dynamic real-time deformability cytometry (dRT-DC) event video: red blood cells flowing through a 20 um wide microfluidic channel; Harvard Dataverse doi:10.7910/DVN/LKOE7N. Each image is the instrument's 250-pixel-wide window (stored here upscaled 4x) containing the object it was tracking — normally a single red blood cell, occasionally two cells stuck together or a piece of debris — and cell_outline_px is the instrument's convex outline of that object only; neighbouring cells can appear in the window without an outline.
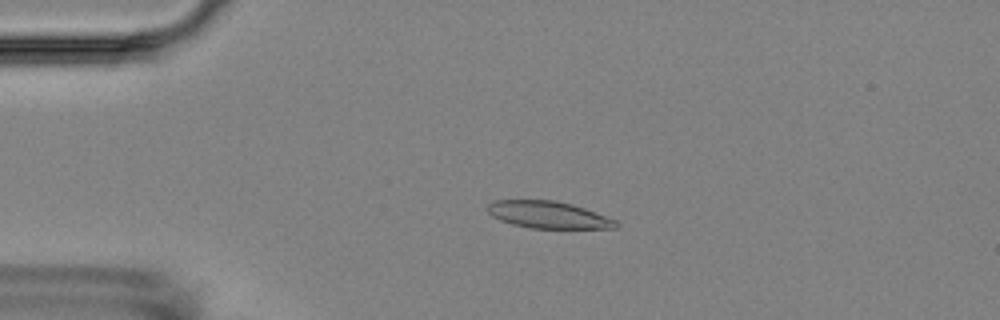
{"species": "Egyptian fruit bat (a non-hibernating species)", "species_latin": "Rousettus aegyptiacus", "temperature_condition": "room temperature", "stored_images_in_passage": 5, "camera_frame_rate_fps": 3000, "um_per_image_px": 0.085, "animal": {"sex": "female"}, "frame": {"image": 1, "passage_image": 3, "time_ms": 3.333, "image_size_px": [1000, 320], "cell_outline_px": [[620, 224], [616, 228], [532, 228], [512, 224], [500, 220], [492, 216], [488, 212], [488, 204], [496, 200], [556, 200], [572, 204], [584, 208], [616, 220]], "centroid_in_image_um": [46.61, 18.25], "position_along_channel_um": 38.4, "area_um2": 20.11}}